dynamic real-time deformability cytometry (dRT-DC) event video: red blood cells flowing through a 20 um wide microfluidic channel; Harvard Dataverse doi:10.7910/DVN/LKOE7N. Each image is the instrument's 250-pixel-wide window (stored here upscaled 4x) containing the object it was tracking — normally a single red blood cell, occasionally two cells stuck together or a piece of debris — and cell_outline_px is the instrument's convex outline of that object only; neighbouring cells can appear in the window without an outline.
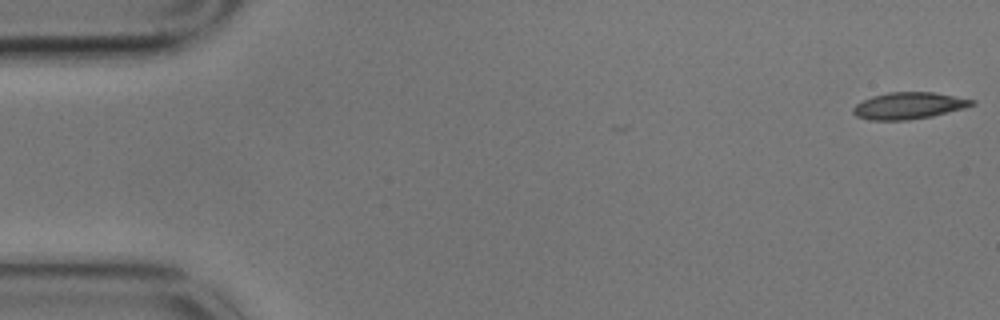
{"species": "common noctule bat (a hibernating species)", "species_latin": "Nyctalus noctula", "temperature_condition": "cold", "stored_images_in_passage": 58, "camera_frame_rate_fps": 3000, "um_per_image_px": 0.085, "animal": {"sex": "male", "body_mass_g": 17.9}, "frame": {"image": 1, "passage_image": 1, "time_ms": 0.0, "image_size_px": [1000, 320], "cell_outline_px": [[976, 104], [964, 108], [932, 116], [908, 120], [868, 120], [856, 116], [852, 112], [852, 108], [856, 104], [872, 96], [888, 92], [932, 92], [976, 100]], "centroid_in_image_um": [77.23, 8.98], "position_along_channel_um": 7.8, "area_um2": 18.5}}
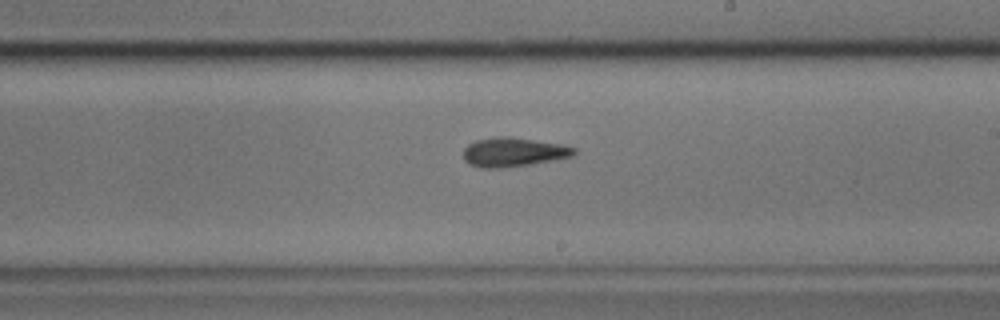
{"frame": {"image": 2, "passage_image": 33, "time_ms": 10.667, "image_size_px": [1000, 320], "cell_outline_px": [[576, 156], [532, 164], [500, 168], [480, 168], [468, 164], [464, 160], [464, 148], [468, 144], [476, 140], [500, 136], [508, 136], [564, 144], [576, 148]], "centroid_in_image_um": [43.67, 12.93], "position_along_channel_um": 245.3, "area_um2": 19.07}}
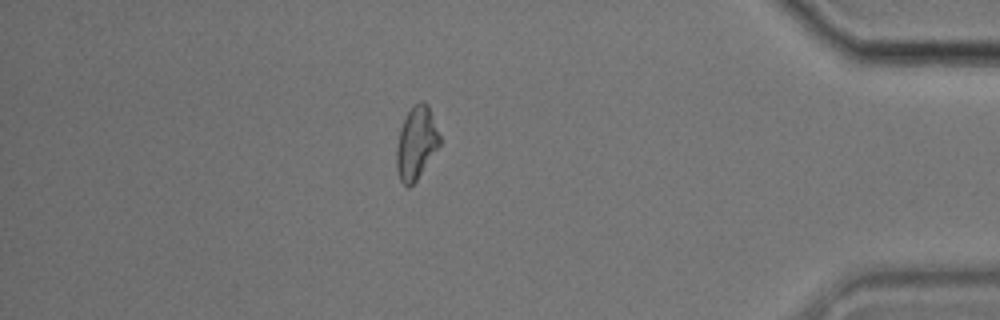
{"frame": {"image": 3, "passage_image": 50, "time_ms": 16.333, "image_size_px": [1000, 320], "cell_outline_px": [[440, 144], [416, 180], [408, 188], [400, 180], [396, 168], [396, 148], [400, 128], [412, 104], [420, 100], [424, 100], [428, 104], [440, 136]], "centroid_in_image_um": [35.37, 12.11], "position_along_channel_um": 399.8, "area_um2": 18.21}, "authors_computed_cell_mechanics": {"area_um2": 18.8139, "velocity_mm_per_s": 3.4201, "shape_relaxation_time_tau1_ms": 5.2467, "shape_relaxation_time_tau2_ms": 5.3518, "deformation_change_tau1": 0.1317, "deformation_change_tau2": 0.1552}}